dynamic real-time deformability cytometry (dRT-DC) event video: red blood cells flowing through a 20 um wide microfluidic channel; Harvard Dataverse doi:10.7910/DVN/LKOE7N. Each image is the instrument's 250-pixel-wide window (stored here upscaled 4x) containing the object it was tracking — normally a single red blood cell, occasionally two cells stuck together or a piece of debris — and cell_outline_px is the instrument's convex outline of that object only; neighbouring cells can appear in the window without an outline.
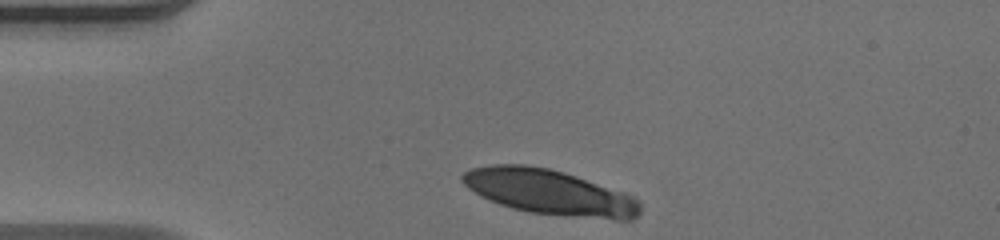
{"species": "human", "species_latin": "Homo sapiens", "temperature_condition": "warm", "stored_images_in_passage": 32, "camera_frame_rate_fps": 3000, "um_per_image_px": 0.085, "donor": {"sex": "male"}, "frame": {"image": 1, "passage_image": 1, "time_ms": 0.0, "image_size_px": [1000, 240], "cell_outline_px": [[608, 212], [544, 212], [520, 208], [496, 200], [480, 192], [468, 184], [464, 180], [464, 176], [472, 172], [484, 168], [540, 168], [556, 172], [580, 180], [600, 188], [608, 196]], "centroid_in_image_um": [45.78, 16.15], "position_along_channel_um": 39.2, "area_um2": 33.41}}
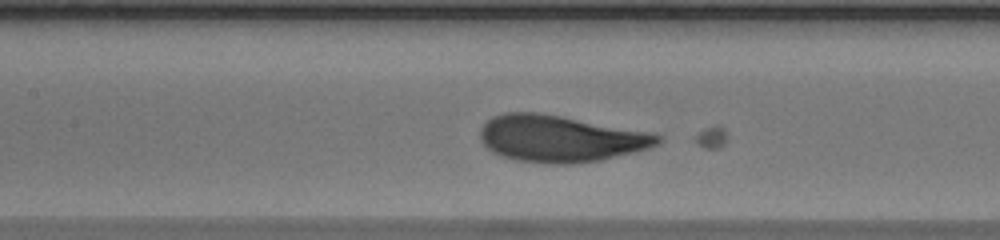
{"frame": {"image": 2, "passage_image": 13, "time_ms": 4.0, "image_size_px": [1000, 240], "cell_outline_px": [[656, 140], [632, 148], [596, 156], [572, 160], [556, 160], [520, 156], [496, 148], [488, 140], [488, 124], [496, 120], [508, 116], [536, 116], [564, 120], [652, 136]], "centroid_in_image_um": [47.52, 11.75], "position_along_channel_um": 159.9, "area_um2": 36.18}}
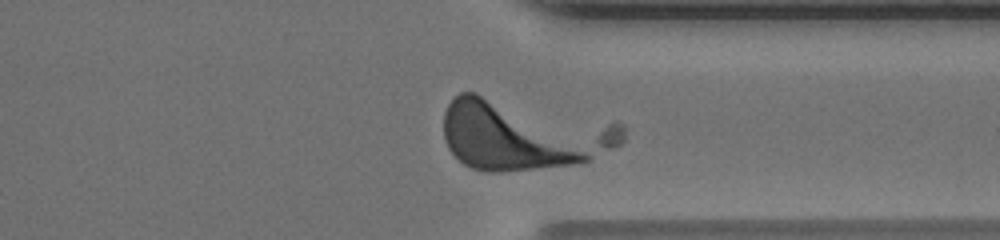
{"frame": {"image": 3, "passage_image": 29, "time_ms": 9.333, "image_size_px": [1000, 240], "cell_outline_px": [[584, 156], [580, 160], [508, 168], [480, 168], [468, 164], [452, 148], [448, 140], [444, 128], [444, 124], [448, 108], [460, 96], [476, 96]], "centroid_in_image_um": [42.43, 11.71], "position_along_channel_um": 369.0, "area_um2": 42.71}, "authors_computed_cell_mechanics": {"area_um2": 36.3851, "velocity_mm_per_s": 3.9479, "shape_relaxation_time_tau1_ms": 2.7638, "shape_relaxation_time_tau2_ms": 3.0271, "deformation_change_tau1": 0.1567, "deformation_change_tau2": 0.0867}}